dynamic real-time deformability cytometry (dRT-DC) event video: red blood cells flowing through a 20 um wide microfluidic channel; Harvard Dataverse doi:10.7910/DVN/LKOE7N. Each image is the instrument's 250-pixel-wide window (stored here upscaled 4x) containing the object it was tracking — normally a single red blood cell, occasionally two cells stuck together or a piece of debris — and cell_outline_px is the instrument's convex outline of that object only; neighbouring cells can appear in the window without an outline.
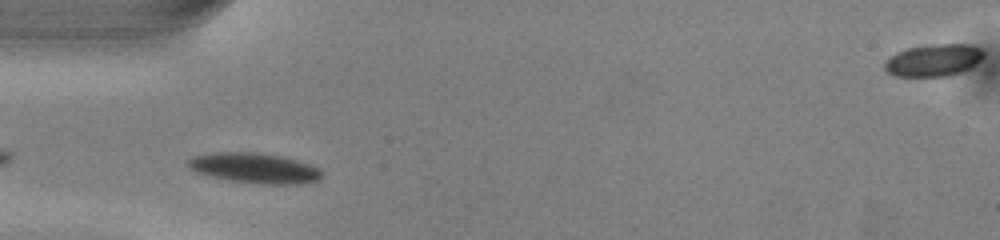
{"species": "common noctule bat (a hibernating species)", "species_latin": "Nyctalus noctula", "temperature_condition": "warm", "stored_images_in_passage": 36, "camera_frame_rate_fps": 3000, "um_per_image_px": 0.085, "animal": {"sex": "male", "body_mass_g": 13.0, "forearm_length_mm": 53.1}, "frame": {"image": 1, "passage_image": 2, "time_ms": 0.333, "image_size_px": [1000, 240], "cell_outline_px": [[324, 176], [320, 180], [300, 184], [260, 184], [228, 180], [208, 176], [196, 172], [188, 168], [188, 160], [196, 156], [212, 152], [256, 152], [280, 156], [296, 160], [320, 168], [324, 172]], "centroid_in_image_um": [21.67, 14.3], "position_along_channel_um": 63.3, "area_um2": 23.76}}
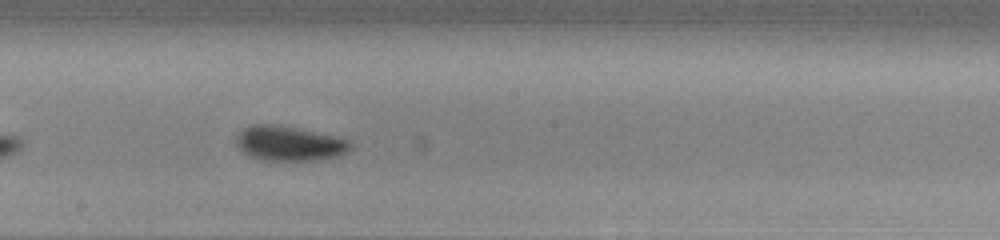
{"frame": {"image": 2, "passage_image": 14, "time_ms": 4.333, "image_size_px": [1000, 240], "cell_outline_px": [[352, 148], [348, 152], [336, 156], [320, 160], [260, 160], [248, 156], [236, 144], [236, 136], [244, 128], [252, 124], [272, 124], [296, 128], [332, 136], [348, 140], [352, 144]], "centroid_in_image_um": [24.56, 12.2], "position_along_channel_um": 223.6, "area_um2": 22.95}}
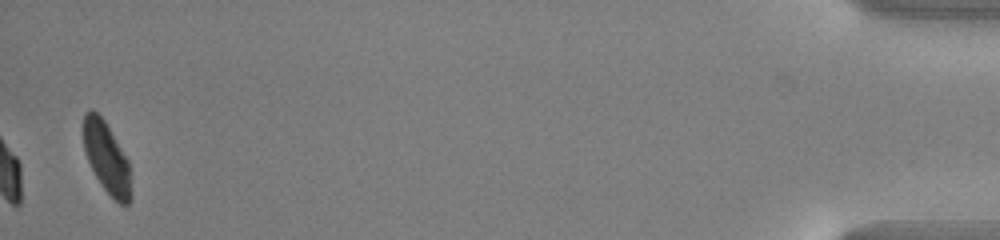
{"frame": {"image": 3, "passage_image": 36, "time_ms": 11.667, "image_size_px": [1000, 240], "cell_outline_px": [[132, 196], [128, 204], [120, 204], [104, 188], [96, 176], [84, 152], [84, 112], [92, 108], [104, 120], [128, 160], [132, 192]], "centroid_in_image_um": [9.08, 13.41], "position_along_channel_um": 426.1, "area_um2": 19.36}, "authors_computed_cell_mechanics": {"area_um2": 21.9351, "velocity_mm_per_s": 4.0415, "shape_relaxation_time_tau1_ms": 2.3313, "shape_relaxation_time_tau2_ms": 5.2499, "deformation_change_tau1": 0.1183, "deformation_change_tau2": 0.0674}}